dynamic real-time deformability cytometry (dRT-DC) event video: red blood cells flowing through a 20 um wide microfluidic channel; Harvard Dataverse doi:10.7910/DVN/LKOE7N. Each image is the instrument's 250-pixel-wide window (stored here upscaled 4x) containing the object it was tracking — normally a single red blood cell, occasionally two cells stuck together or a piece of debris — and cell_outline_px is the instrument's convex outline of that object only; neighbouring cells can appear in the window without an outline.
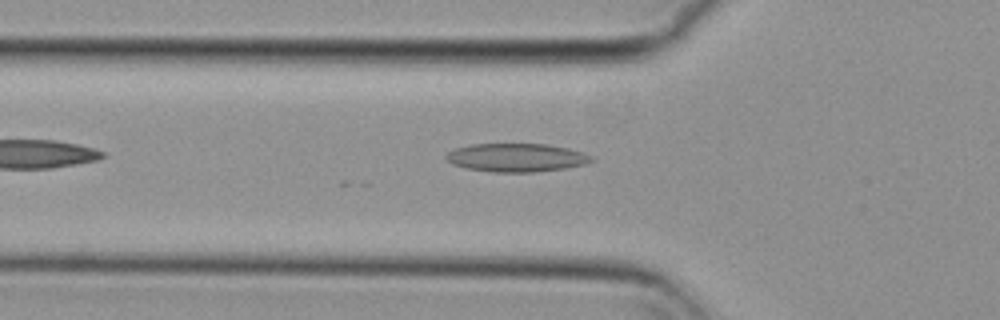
{"species": "common noctule bat (a hibernating species)", "species_latin": "Nyctalus noctula", "temperature_condition": "cold", "stored_images_in_passage": 16, "camera_frame_rate_fps": 3000, "um_per_image_px": 0.085, "animal": {"sex": "female", "body_mass_g": 29.2, "forearm_length_mm": 56.3}, "frame": {"image": 1, "passage_image": 5, "time_ms": 1.333, "image_size_px": [1000, 320], "cell_outline_px": [[596, 160], [584, 164], [564, 168], [536, 172], [492, 172], [464, 168], [452, 164], [444, 156], [448, 152], [456, 148], [472, 144], [548, 144], [568, 148], [592, 156]], "centroid_in_image_um": [43.88, 13.4], "position_along_channel_um": 81.9, "area_um2": 24.04}}
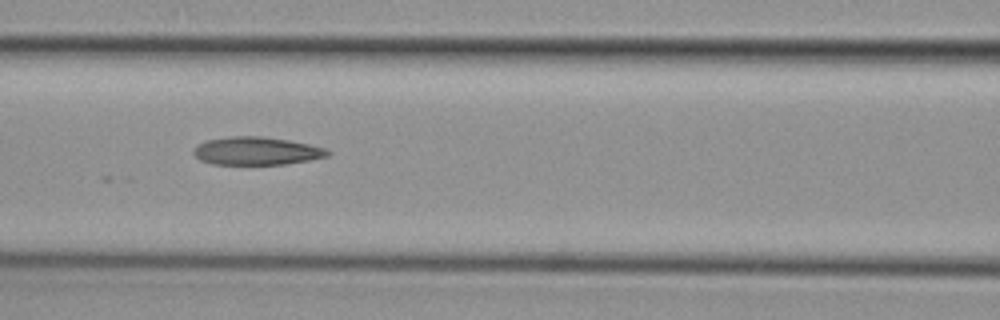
{"frame": {"image": 2, "passage_image": 10, "time_ms": 3.0, "image_size_px": [1000, 320], "cell_outline_px": [[332, 152], [328, 156], [308, 160], [284, 164], [212, 164], [200, 160], [192, 152], [196, 144], [204, 140], [232, 136], [260, 136], [288, 140], [308, 144], [324, 148]], "centroid_in_image_um": [21.76, 12.82], "position_along_channel_um": 144.8, "area_um2": 21.85}}
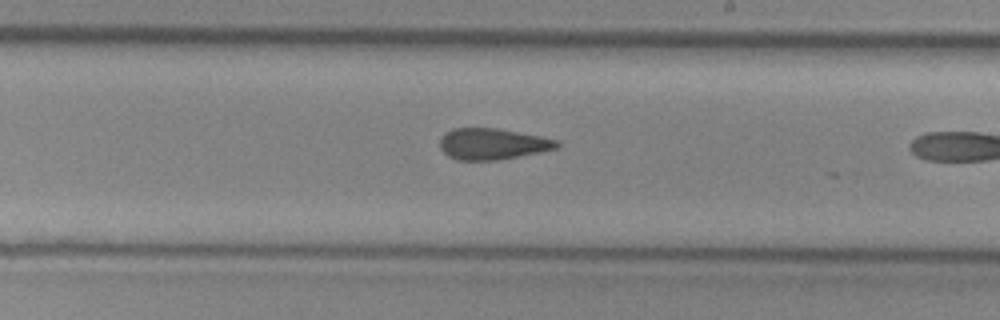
{"frame": {"image": 3, "passage_image": 15, "time_ms": 4.667, "image_size_px": [1000, 320], "cell_outline_px": [[560, 148], [540, 152], [496, 160], [456, 160], [448, 156], [440, 148], [440, 136], [444, 132], [452, 128], [496, 128], [540, 136], [560, 140]], "centroid_in_image_um": [41.86, 12.23], "position_along_channel_um": 247.1, "area_um2": 21.44}}